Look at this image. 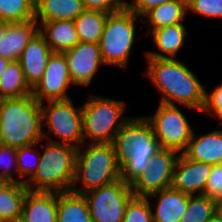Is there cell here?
Masks as SVG:
<instances>
[{
  "mask_svg": "<svg viewBox=\"0 0 222 222\" xmlns=\"http://www.w3.org/2000/svg\"><path fill=\"white\" fill-rule=\"evenodd\" d=\"M145 75L158 93L160 103L179 104L189 109L203 111L205 86L184 62L178 58H146Z\"/></svg>",
  "mask_w": 222,
  "mask_h": 222,
  "instance_id": "obj_1",
  "label": "cell"
},
{
  "mask_svg": "<svg viewBox=\"0 0 222 222\" xmlns=\"http://www.w3.org/2000/svg\"><path fill=\"white\" fill-rule=\"evenodd\" d=\"M112 144L120 165V178L130 185L141 175L146 163L161 148L145 115L130 116L115 135Z\"/></svg>",
  "mask_w": 222,
  "mask_h": 222,
  "instance_id": "obj_2",
  "label": "cell"
},
{
  "mask_svg": "<svg viewBox=\"0 0 222 222\" xmlns=\"http://www.w3.org/2000/svg\"><path fill=\"white\" fill-rule=\"evenodd\" d=\"M42 140L41 104L32 94L0 99V144L20 148Z\"/></svg>",
  "mask_w": 222,
  "mask_h": 222,
  "instance_id": "obj_3",
  "label": "cell"
},
{
  "mask_svg": "<svg viewBox=\"0 0 222 222\" xmlns=\"http://www.w3.org/2000/svg\"><path fill=\"white\" fill-rule=\"evenodd\" d=\"M41 143L40 162L35 174L25 183L29 191H70L75 175L77 148L68 144Z\"/></svg>",
  "mask_w": 222,
  "mask_h": 222,
  "instance_id": "obj_4",
  "label": "cell"
},
{
  "mask_svg": "<svg viewBox=\"0 0 222 222\" xmlns=\"http://www.w3.org/2000/svg\"><path fill=\"white\" fill-rule=\"evenodd\" d=\"M83 147L77 148L75 175L70 191L83 194L120 179V165L112 143H89L85 149ZM79 185L80 188H77Z\"/></svg>",
  "mask_w": 222,
  "mask_h": 222,
  "instance_id": "obj_5",
  "label": "cell"
},
{
  "mask_svg": "<svg viewBox=\"0 0 222 222\" xmlns=\"http://www.w3.org/2000/svg\"><path fill=\"white\" fill-rule=\"evenodd\" d=\"M125 106V101L91 94L82 105L84 146L88 139L89 143H113L117 132L130 118L123 115Z\"/></svg>",
  "mask_w": 222,
  "mask_h": 222,
  "instance_id": "obj_6",
  "label": "cell"
},
{
  "mask_svg": "<svg viewBox=\"0 0 222 222\" xmlns=\"http://www.w3.org/2000/svg\"><path fill=\"white\" fill-rule=\"evenodd\" d=\"M143 21L126 6L121 10L108 14L99 42L101 55L105 65L126 68L129 66L131 48L136 36V20Z\"/></svg>",
  "mask_w": 222,
  "mask_h": 222,
  "instance_id": "obj_7",
  "label": "cell"
},
{
  "mask_svg": "<svg viewBox=\"0 0 222 222\" xmlns=\"http://www.w3.org/2000/svg\"><path fill=\"white\" fill-rule=\"evenodd\" d=\"M43 139L53 143L68 144L79 148L84 145L82 105L75 107L71 98L41 103ZM50 136H49V135ZM56 137L52 139V136ZM58 140V141H57Z\"/></svg>",
  "mask_w": 222,
  "mask_h": 222,
  "instance_id": "obj_8",
  "label": "cell"
},
{
  "mask_svg": "<svg viewBox=\"0 0 222 222\" xmlns=\"http://www.w3.org/2000/svg\"><path fill=\"white\" fill-rule=\"evenodd\" d=\"M92 222H123L129 201L135 196L121 178L83 193Z\"/></svg>",
  "mask_w": 222,
  "mask_h": 222,
  "instance_id": "obj_9",
  "label": "cell"
},
{
  "mask_svg": "<svg viewBox=\"0 0 222 222\" xmlns=\"http://www.w3.org/2000/svg\"><path fill=\"white\" fill-rule=\"evenodd\" d=\"M177 106L159 103L156 112L145 117L151 123L161 148L183 153L195 131Z\"/></svg>",
  "mask_w": 222,
  "mask_h": 222,
  "instance_id": "obj_10",
  "label": "cell"
},
{
  "mask_svg": "<svg viewBox=\"0 0 222 222\" xmlns=\"http://www.w3.org/2000/svg\"><path fill=\"white\" fill-rule=\"evenodd\" d=\"M179 154L170 148H160L146 163L141 175L130 185L133 194L137 197H147L171 187Z\"/></svg>",
  "mask_w": 222,
  "mask_h": 222,
  "instance_id": "obj_11",
  "label": "cell"
},
{
  "mask_svg": "<svg viewBox=\"0 0 222 222\" xmlns=\"http://www.w3.org/2000/svg\"><path fill=\"white\" fill-rule=\"evenodd\" d=\"M74 85L64 53H53L41 80L32 89V96L41 104L45 101L69 99L68 87Z\"/></svg>",
  "mask_w": 222,
  "mask_h": 222,
  "instance_id": "obj_12",
  "label": "cell"
},
{
  "mask_svg": "<svg viewBox=\"0 0 222 222\" xmlns=\"http://www.w3.org/2000/svg\"><path fill=\"white\" fill-rule=\"evenodd\" d=\"M74 85L88 86L99 70L105 65L99 43L79 42L74 48L64 52Z\"/></svg>",
  "mask_w": 222,
  "mask_h": 222,
  "instance_id": "obj_13",
  "label": "cell"
},
{
  "mask_svg": "<svg viewBox=\"0 0 222 222\" xmlns=\"http://www.w3.org/2000/svg\"><path fill=\"white\" fill-rule=\"evenodd\" d=\"M212 168V164L191 160L180 153L174 167L172 187L189 195L204 194Z\"/></svg>",
  "mask_w": 222,
  "mask_h": 222,
  "instance_id": "obj_14",
  "label": "cell"
},
{
  "mask_svg": "<svg viewBox=\"0 0 222 222\" xmlns=\"http://www.w3.org/2000/svg\"><path fill=\"white\" fill-rule=\"evenodd\" d=\"M53 53L39 31L24 47L18 62L31 89L41 80L49 58Z\"/></svg>",
  "mask_w": 222,
  "mask_h": 222,
  "instance_id": "obj_15",
  "label": "cell"
},
{
  "mask_svg": "<svg viewBox=\"0 0 222 222\" xmlns=\"http://www.w3.org/2000/svg\"><path fill=\"white\" fill-rule=\"evenodd\" d=\"M58 192L28 191L21 222H57Z\"/></svg>",
  "mask_w": 222,
  "mask_h": 222,
  "instance_id": "obj_16",
  "label": "cell"
},
{
  "mask_svg": "<svg viewBox=\"0 0 222 222\" xmlns=\"http://www.w3.org/2000/svg\"><path fill=\"white\" fill-rule=\"evenodd\" d=\"M38 31L39 24L35 19L9 23L0 38V56L10 61H18L24 47Z\"/></svg>",
  "mask_w": 222,
  "mask_h": 222,
  "instance_id": "obj_17",
  "label": "cell"
},
{
  "mask_svg": "<svg viewBox=\"0 0 222 222\" xmlns=\"http://www.w3.org/2000/svg\"><path fill=\"white\" fill-rule=\"evenodd\" d=\"M157 197L155 210H152L153 222H179L187 211L189 194L182 193L172 186L147 196Z\"/></svg>",
  "mask_w": 222,
  "mask_h": 222,
  "instance_id": "obj_18",
  "label": "cell"
},
{
  "mask_svg": "<svg viewBox=\"0 0 222 222\" xmlns=\"http://www.w3.org/2000/svg\"><path fill=\"white\" fill-rule=\"evenodd\" d=\"M146 35L152 36L153 44L160 52L146 51L145 58H176L185 43L187 30L183 23H179L152 30Z\"/></svg>",
  "mask_w": 222,
  "mask_h": 222,
  "instance_id": "obj_19",
  "label": "cell"
},
{
  "mask_svg": "<svg viewBox=\"0 0 222 222\" xmlns=\"http://www.w3.org/2000/svg\"><path fill=\"white\" fill-rule=\"evenodd\" d=\"M189 159L212 165L222 164V129L193 135L183 152Z\"/></svg>",
  "mask_w": 222,
  "mask_h": 222,
  "instance_id": "obj_20",
  "label": "cell"
},
{
  "mask_svg": "<svg viewBox=\"0 0 222 222\" xmlns=\"http://www.w3.org/2000/svg\"><path fill=\"white\" fill-rule=\"evenodd\" d=\"M39 32L54 53H64L80 42L74 20L40 22Z\"/></svg>",
  "mask_w": 222,
  "mask_h": 222,
  "instance_id": "obj_21",
  "label": "cell"
},
{
  "mask_svg": "<svg viewBox=\"0 0 222 222\" xmlns=\"http://www.w3.org/2000/svg\"><path fill=\"white\" fill-rule=\"evenodd\" d=\"M84 10L82 0H35L34 19L38 24L51 20H75Z\"/></svg>",
  "mask_w": 222,
  "mask_h": 222,
  "instance_id": "obj_22",
  "label": "cell"
},
{
  "mask_svg": "<svg viewBox=\"0 0 222 222\" xmlns=\"http://www.w3.org/2000/svg\"><path fill=\"white\" fill-rule=\"evenodd\" d=\"M187 0H173L150 9L142 18L151 27L148 34L155 29L184 23L187 17ZM147 19V20H145Z\"/></svg>",
  "mask_w": 222,
  "mask_h": 222,
  "instance_id": "obj_23",
  "label": "cell"
},
{
  "mask_svg": "<svg viewBox=\"0 0 222 222\" xmlns=\"http://www.w3.org/2000/svg\"><path fill=\"white\" fill-rule=\"evenodd\" d=\"M28 188L25 184L0 181V222H17Z\"/></svg>",
  "mask_w": 222,
  "mask_h": 222,
  "instance_id": "obj_24",
  "label": "cell"
},
{
  "mask_svg": "<svg viewBox=\"0 0 222 222\" xmlns=\"http://www.w3.org/2000/svg\"><path fill=\"white\" fill-rule=\"evenodd\" d=\"M57 222H92L83 194L58 192Z\"/></svg>",
  "mask_w": 222,
  "mask_h": 222,
  "instance_id": "obj_25",
  "label": "cell"
},
{
  "mask_svg": "<svg viewBox=\"0 0 222 222\" xmlns=\"http://www.w3.org/2000/svg\"><path fill=\"white\" fill-rule=\"evenodd\" d=\"M32 94L18 61H11L0 76V99L22 98Z\"/></svg>",
  "mask_w": 222,
  "mask_h": 222,
  "instance_id": "obj_26",
  "label": "cell"
},
{
  "mask_svg": "<svg viewBox=\"0 0 222 222\" xmlns=\"http://www.w3.org/2000/svg\"><path fill=\"white\" fill-rule=\"evenodd\" d=\"M108 13L85 9L75 20L80 42L99 43Z\"/></svg>",
  "mask_w": 222,
  "mask_h": 222,
  "instance_id": "obj_27",
  "label": "cell"
},
{
  "mask_svg": "<svg viewBox=\"0 0 222 222\" xmlns=\"http://www.w3.org/2000/svg\"><path fill=\"white\" fill-rule=\"evenodd\" d=\"M220 211V201L205 194L189 195L187 211L179 222H207Z\"/></svg>",
  "mask_w": 222,
  "mask_h": 222,
  "instance_id": "obj_28",
  "label": "cell"
},
{
  "mask_svg": "<svg viewBox=\"0 0 222 222\" xmlns=\"http://www.w3.org/2000/svg\"><path fill=\"white\" fill-rule=\"evenodd\" d=\"M35 0H0V19L24 22L34 19Z\"/></svg>",
  "mask_w": 222,
  "mask_h": 222,
  "instance_id": "obj_29",
  "label": "cell"
},
{
  "mask_svg": "<svg viewBox=\"0 0 222 222\" xmlns=\"http://www.w3.org/2000/svg\"><path fill=\"white\" fill-rule=\"evenodd\" d=\"M39 143L17 148L19 183L25 184L36 172L40 162ZM22 179V180H21Z\"/></svg>",
  "mask_w": 222,
  "mask_h": 222,
  "instance_id": "obj_30",
  "label": "cell"
},
{
  "mask_svg": "<svg viewBox=\"0 0 222 222\" xmlns=\"http://www.w3.org/2000/svg\"><path fill=\"white\" fill-rule=\"evenodd\" d=\"M0 170V181L19 183L17 148L0 144Z\"/></svg>",
  "mask_w": 222,
  "mask_h": 222,
  "instance_id": "obj_31",
  "label": "cell"
},
{
  "mask_svg": "<svg viewBox=\"0 0 222 222\" xmlns=\"http://www.w3.org/2000/svg\"><path fill=\"white\" fill-rule=\"evenodd\" d=\"M123 222H153L150 199L134 196L127 204Z\"/></svg>",
  "mask_w": 222,
  "mask_h": 222,
  "instance_id": "obj_32",
  "label": "cell"
},
{
  "mask_svg": "<svg viewBox=\"0 0 222 222\" xmlns=\"http://www.w3.org/2000/svg\"><path fill=\"white\" fill-rule=\"evenodd\" d=\"M189 11L210 18H222V0H187Z\"/></svg>",
  "mask_w": 222,
  "mask_h": 222,
  "instance_id": "obj_33",
  "label": "cell"
},
{
  "mask_svg": "<svg viewBox=\"0 0 222 222\" xmlns=\"http://www.w3.org/2000/svg\"><path fill=\"white\" fill-rule=\"evenodd\" d=\"M203 113L217 118L222 124V83L217 85L210 93H205Z\"/></svg>",
  "mask_w": 222,
  "mask_h": 222,
  "instance_id": "obj_34",
  "label": "cell"
},
{
  "mask_svg": "<svg viewBox=\"0 0 222 222\" xmlns=\"http://www.w3.org/2000/svg\"><path fill=\"white\" fill-rule=\"evenodd\" d=\"M204 194L222 201V164L213 165Z\"/></svg>",
  "mask_w": 222,
  "mask_h": 222,
  "instance_id": "obj_35",
  "label": "cell"
},
{
  "mask_svg": "<svg viewBox=\"0 0 222 222\" xmlns=\"http://www.w3.org/2000/svg\"><path fill=\"white\" fill-rule=\"evenodd\" d=\"M88 10H97L105 13H114L125 7V0H82Z\"/></svg>",
  "mask_w": 222,
  "mask_h": 222,
  "instance_id": "obj_36",
  "label": "cell"
},
{
  "mask_svg": "<svg viewBox=\"0 0 222 222\" xmlns=\"http://www.w3.org/2000/svg\"><path fill=\"white\" fill-rule=\"evenodd\" d=\"M170 1L173 0H132V2L126 1L125 6L138 16L143 17L150 9Z\"/></svg>",
  "mask_w": 222,
  "mask_h": 222,
  "instance_id": "obj_37",
  "label": "cell"
},
{
  "mask_svg": "<svg viewBox=\"0 0 222 222\" xmlns=\"http://www.w3.org/2000/svg\"><path fill=\"white\" fill-rule=\"evenodd\" d=\"M11 61L0 56V76Z\"/></svg>",
  "mask_w": 222,
  "mask_h": 222,
  "instance_id": "obj_38",
  "label": "cell"
},
{
  "mask_svg": "<svg viewBox=\"0 0 222 222\" xmlns=\"http://www.w3.org/2000/svg\"><path fill=\"white\" fill-rule=\"evenodd\" d=\"M10 22L0 19V38L3 36Z\"/></svg>",
  "mask_w": 222,
  "mask_h": 222,
  "instance_id": "obj_39",
  "label": "cell"
},
{
  "mask_svg": "<svg viewBox=\"0 0 222 222\" xmlns=\"http://www.w3.org/2000/svg\"><path fill=\"white\" fill-rule=\"evenodd\" d=\"M207 222H222V212L218 211L214 216H212Z\"/></svg>",
  "mask_w": 222,
  "mask_h": 222,
  "instance_id": "obj_40",
  "label": "cell"
},
{
  "mask_svg": "<svg viewBox=\"0 0 222 222\" xmlns=\"http://www.w3.org/2000/svg\"><path fill=\"white\" fill-rule=\"evenodd\" d=\"M220 210L222 212V201H220Z\"/></svg>",
  "mask_w": 222,
  "mask_h": 222,
  "instance_id": "obj_41",
  "label": "cell"
}]
</instances>
